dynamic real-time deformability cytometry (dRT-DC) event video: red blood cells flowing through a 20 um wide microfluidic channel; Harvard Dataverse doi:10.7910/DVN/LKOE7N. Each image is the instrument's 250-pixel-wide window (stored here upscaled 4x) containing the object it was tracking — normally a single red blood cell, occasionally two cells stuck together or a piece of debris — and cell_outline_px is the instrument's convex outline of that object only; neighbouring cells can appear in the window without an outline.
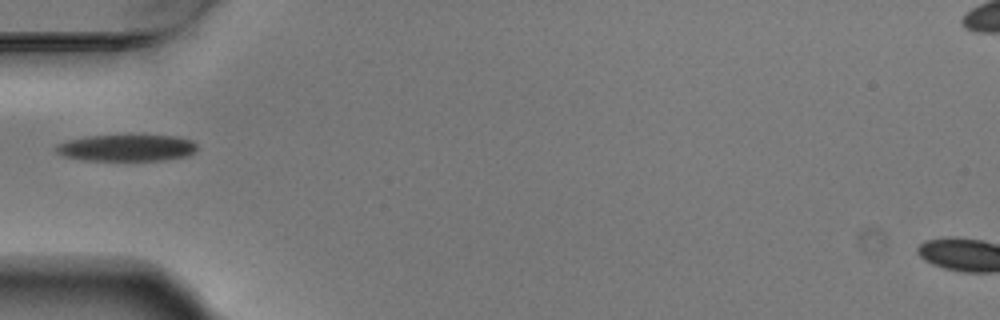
{"species": "Egyptian fruit bat (a non-hibernating species)", "species_latin": "Rousettus aegyptiacus", "temperature_condition": "warm", "stored_images_in_passage": 2, "camera_frame_rate_fps": 3000, "um_per_image_px": 0.085, "animal": {"sex": "male"}, "frame": {"image": 1, "passage_image": 1, "time_ms": 0.0, "image_size_px": [1000, 320], "cell_outline_px": [[196, 152], [192, 156], [164, 160], [84, 160], [64, 156], [56, 152], [56, 144], [88, 136], [176, 136], [192, 140], [196, 144]], "centroid_in_image_um": [10.84, 12.58], "position_along_channel_um": 74.2, "area_um2": 21.73}}
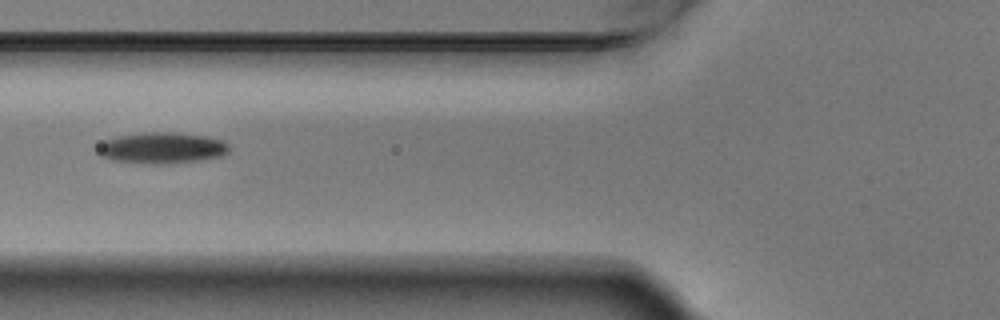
{"frame": {"image": 2, "passage_image": 2, "time_ms": 0.333, "image_size_px": [1000, 320], "cell_outline_px": [[228, 152], [220, 156], [196, 160], [168, 164], [148, 164], [112, 160], [100, 156], [96, 152], [96, 148], [104, 140], [120, 136], [144, 132], [172, 132], [208, 136], [224, 140], [228, 144]], "centroid_in_image_um": [13.73, 12.57], "position_along_channel_um": 112.1, "area_um2": 23.93}}